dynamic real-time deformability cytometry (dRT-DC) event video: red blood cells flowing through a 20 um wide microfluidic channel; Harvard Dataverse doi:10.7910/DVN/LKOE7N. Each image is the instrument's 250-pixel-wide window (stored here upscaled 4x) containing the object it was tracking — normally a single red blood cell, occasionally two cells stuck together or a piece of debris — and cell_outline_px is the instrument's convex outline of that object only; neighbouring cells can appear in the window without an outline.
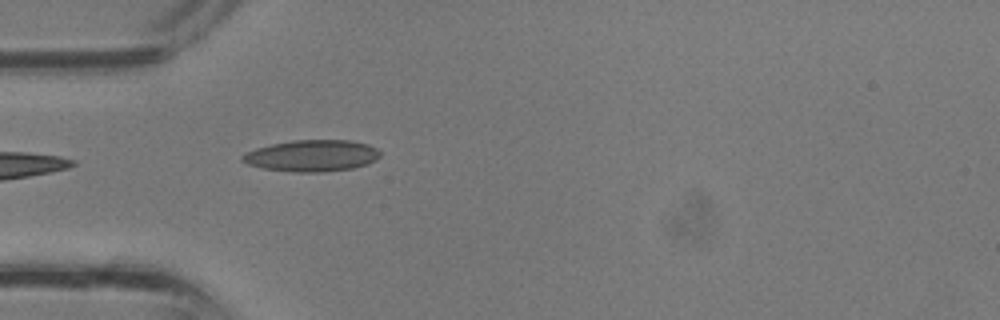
{"species": "common noctule bat (a hibernating species)", "species_latin": "Nyctalus noctula", "temperature_condition": "room temperature", "stored_images_in_passage": 26, "camera_frame_rate_fps": 3000, "um_per_image_px": 0.085, "animal": {"sex": "male", "body_mass_g": 13.3}, "frame": {"image": 1, "passage_image": 1, "time_ms": 0.0, "image_size_px": [1000, 320], "cell_outline_px": [[380, 156], [376, 160], [368, 164], [352, 168], [324, 172], [292, 172], [264, 168], [248, 164], [240, 160], [240, 156], [244, 152], [256, 148], [272, 144], [292, 140], [348, 140], [368, 144], [376, 148], [380, 152]], "centroid_in_image_um": [26.5, 13.23], "position_along_channel_um": 58.5, "area_um2": 25.43}}
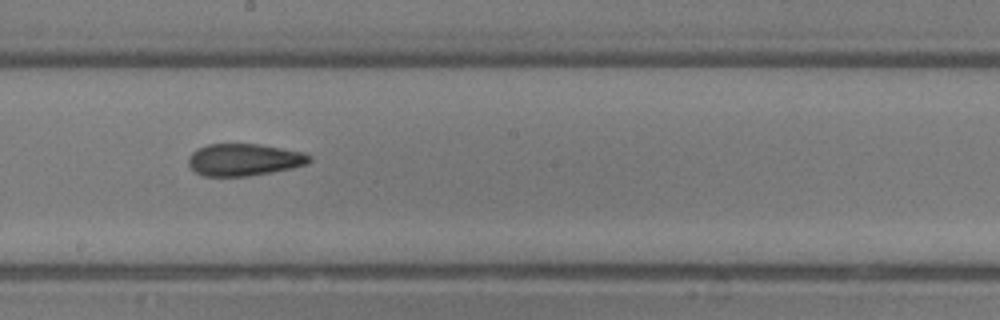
{"frame": {"image": 2, "passage_image": 10, "time_ms": 3.0, "image_size_px": [1000, 320], "cell_outline_px": [[312, 160], [308, 164], [292, 168], [272, 172], [248, 176], [204, 176], [196, 172], [188, 164], [188, 156], [196, 148], [208, 144], [260, 144], [304, 152], [312, 156]], "centroid_in_image_um": [20.76, 13.57], "position_along_channel_um": 227.4, "area_um2": 22.83}}
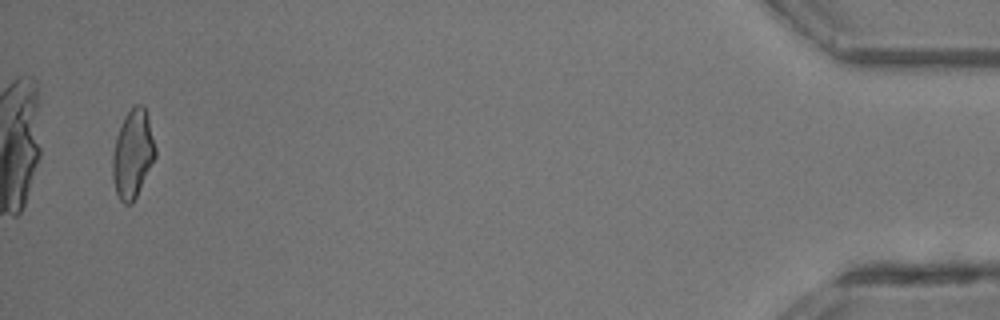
{"frame": {"image": 3, "passage_image": 25, "time_ms": 8.0, "image_size_px": [1000, 320], "cell_outline_px": [[156, 156], [132, 204], [124, 204], [120, 200], [116, 192], [112, 176], [112, 152], [116, 136], [124, 116], [132, 104], [144, 104], [148, 116], [156, 148]], "centroid_in_image_um": [11.27, 13.03], "position_along_channel_um": 423.9, "area_um2": 22.2}}